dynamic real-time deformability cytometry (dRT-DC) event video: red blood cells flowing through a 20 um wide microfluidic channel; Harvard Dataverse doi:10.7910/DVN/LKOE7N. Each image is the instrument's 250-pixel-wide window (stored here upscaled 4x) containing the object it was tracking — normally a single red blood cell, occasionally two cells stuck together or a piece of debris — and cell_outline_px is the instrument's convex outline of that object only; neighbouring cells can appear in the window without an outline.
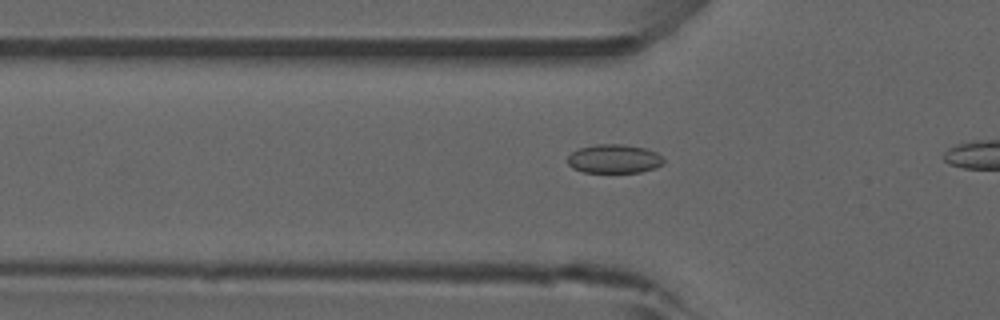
{"species": "common noctule bat (a hibernating species)", "species_latin": "Nyctalus noctula", "temperature_condition": "room temperature", "stored_images_in_passage": 9, "camera_frame_rate_fps": 3000, "um_per_image_px": 0.085, "animal": {"sex": "male", "forearm_length_mm": 52.5}, "frame": {"image": 1, "passage_image": 7, "time_ms": 2.0, "image_size_px": [1000, 320], "cell_outline_px": [[664, 164], [656, 168], [640, 172], [584, 172], [572, 168], [568, 164], [568, 156], [572, 152], [580, 148], [596, 144], [620, 144], [644, 148], [656, 152], [664, 160]], "centroid_in_image_um": [52.2, 13.5], "position_along_channel_um": 73.6, "area_um2": 16.07}}